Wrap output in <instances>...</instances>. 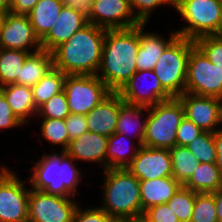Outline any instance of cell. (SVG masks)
I'll return each instance as SVG.
<instances>
[{
	"mask_svg": "<svg viewBox=\"0 0 222 222\" xmlns=\"http://www.w3.org/2000/svg\"><path fill=\"white\" fill-rule=\"evenodd\" d=\"M138 49L139 25L126 29H107L96 76L111 92H119L137 72Z\"/></svg>",
	"mask_w": 222,
	"mask_h": 222,
	"instance_id": "cell-1",
	"label": "cell"
},
{
	"mask_svg": "<svg viewBox=\"0 0 222 222\" xmlns=\"http://www.w3.org/2000/svg\"><path fill=\"white\" fill-rule=\"evenodd\" d=\"M107 29L88 23L53 51V67L66 75H96Z\"/></svg>",
	"mask_w": 222,
	"mask_h": 222,
	"instance_id": "cell-2",
	"label": "cell"
},
{
	"mask_svg": "<svg viewBox=\"0 0 222 222\" xmlns=\"http://www.w3.org/2000/svg\"><path fill=\"white\" fill-rule=\"evenodd\" d=\"M34 164L28 178L32 189L63 197L74 198L80 194L77 189L82 178L80 168L66 151L44 154Z\"/></svg>",
	"mask_w": 222,
	"mask_h": 222,
	"instance_id": "cell-3",
	"label": "cell"
},
{
	"mask_svg": "<svg viewBox=\"0 0 222 222\" xmlns=\"http://www.w3.org/2000/svg\"><path fill=\"white\" fill-rule=\"evenodd\" d=\"M103 174L100 208L114 218L141 219L140 181L127 168L105 169Z\"/></svg>",
	"mask_w": 222,
	"mask_h": 222,
	"instance_id": "cell-4",
	"label": "cell"
},
{
	"mask_svg": "<svg viewBox=\"0 0 222 222\" xmlns=\"http://www.w3.org/2000/svg\"><path fill=\"white\" fill-rule=\"evenodd\" d=\"M184 108L177 97L148 107L143 146L171 149L176 146V134Z\"/></svg>",
	"mask_w": 222,
	"mask_h": 222,
	"instance_id": "cell-5",
	"label": "cell"
},
{
	"mask_svg": "<svg viewBox=\"0 0 222 222\" xmlns=\"http://www.w3.org/2000/svg\"><path fill=\"white\" fill-rule=\"evenodd\" d=\"M173 7L186 24L175 30L179 37L195 41L202 36L219 35L222 10V3L219 0H176Z\"/></svg>",
	"mask_w": 222,
	"mask_h": 222,
	"instance_id": "cell-6",
	"label": "cell"
},
{
	"mask_svg": "<svg viewBox=\"0 0 222 222\" xmlns=\"http://www.w3.org/2000/svg\"><path fill=\"white\" fill-rule=\"evenodd\" d=\"M194 40L177 37L158 59L153 71L162 87L172 96L186 92V76L190 50Z\"/></svg>",
	"mask_w": 222,
	"mask_h": 222,
	"instance_id": "cell-7",
	"label": "cell"
},
{
	"mask_svg": "<svg viewBox=\"0 0 222 222\" xmlns=\"http://www.w3.org/2000/svg\"><path fill=\"white\" fill-rule=\"evenodd\" d=\"M64 91L71 114L86 115L111 91L96 75H66Z\"/></svg>",
	"mask_w": 222,
	"mask_h": 222,
	"instance_id": "cell-8",
	"label": "cell"
},
{
	"mask_svg": "<svg viewBox=\"0 0 222 222\" xmlns=\"http://www.w3.org/2000/svg\"><path fill=\"white\" fill-rule=\"evenodd\" d=\"M186 92L199 96L222 97V72L196 45L190 50L188 58Z\"/></svg>",
	"mask_w": 222,
	"mask_h": 222,
	"instance_id": "cell-9",
	"label": "cell"
},
{
	"mask_svg": "<svg viewBox=\"0 0 222 222\" xmlns=\"http://www.w3.org/2000/svg\"><path fill=\"white\" fill-rule=\"evenodd\" d=\"M25 186V181L9 167L0 172V222L28 221L30 188Z\"/></svg>",
	"mask_w": 222,
	"mask_h": 222,
	"instance_id": "cell-10",
	"label": "cell"
},
{
	"mask_svg": "<svg viewBox=\"0 0 222 222\" xmlns=\"http://www.w3.org/2000/svg\"><path fill=\"white\" fill-rule=\"evenodd\" d=\"M72 197L46 194L30 188L28 196V221L73 222L78 206Z\"/></svg>",
	"mask_w": 222,
	"mask_h": 222,
	"instance_id": "cell-11",
	"label": "cell"
},
{
	"mask_svg": "<svg viewBox=\"0 0 222 222\" xmlns=\"http://www.w3.org/2000/svg\"><path fill=\"white\" fill-rule=\"evenodd\" d=\"M0 48L30 53L42 49L41 41L35 34L28 15L10 12L4 14L0 24Z\"/></svg>",
	"mask_w": 222,
	"mask_h": 222,
	"instance_id": "cell-12",
	"label": "cell"
},
{
	"mask_svg": "<svg viewBox=\"0 0 222 222\" xmlns=\"http://www.w3.org/2000/svg\"><path fill=\"white\" fill-rule=\"evenodd\" d=\"M184 108V116L201 130L214 133L222 129L221 99L184 92L177 97ZM220 127V128H219Z\"/></svg>",
	"mask_w": 222,
	"mask_h": 222,
	"instance_id": "cell-13",
	"label": "cell"
},
{
	"mask_svg": "<svg viewBox=\"0 0 222 222\" xmlns=\"http://www.w3.org/2000/svg\"><path fill=\"white\" fill-rule=\"evenodd\" d=\"M88 23L105 29H126L141 24L128 0H92Z\"/></svg>",
	"mask_w": 222,
	"mask_h": 222,
	"instance_id": "cell-14",
	"label": "cell"
},
{
	"mask_svg": "<svg viewBox=\"0 0 222 222\" xmlns=\"http://www.w3.org/2000/svg\"><path fill=\"white\" fill-rule=\"evenodd\" d=\"M146 78H149L148 80L151 79V82L149 81V85L144 86L145 88H141V80L145 81L144 79ZM118 93L121 95L125 103L148 107L173 98L162 87L160 80L157 78L153 70L137 71Z\"/></svg>",
	"mask_w": 222,
	"mask_h": 222,
	"instance_id": "cell-15",
	"label": "cell"
},
{
	"mask_svg": "<svg viewBox=\"0 0 222 222\" xmlns=\"http://www.w3.org/2000/svg\"><path fill=\"white\" fill-rule=\"evenodd\" d=\"M139 181L172 176L169 149L141 146L137 156L126 167Z\"/></svg>",
	"mask_w": 222,
	"mask_h": 222,
	"instance_id": "cell-16",
	"label": "cell"
},
{
	"mask_svg": "<svg viewBox=\"0 0 222 222\" xmlns=\"http://www.w3.org/2000/svg\"><path fill=\"white\" fill-rule=\"evenodd\" d=\"M124 103L118 92H111L85 115L88 131L106 137L114 134L116 132L119 110Z\"/></svg>",
	"mask_w": 222,
	"mask_h": 222,
	"instance_id": "cell-17",
	"label": "cell"
},
{
	"mask_svg": "<svg viewBox=\"0 0 222 222\" xmlns=\"http://www.w3.org/2000/svg\"><path fill=\"white\" fill-rule=\"evenodd\" d=\"M87 24L86 16L70 7L63 6L53 27L41 40L42 49L52 52Z\"/></svg>",
	"mask_w": 222,
	"mask_h": 222,
	"instance_id": "cell-18",
	"label": "cell"
},
{
	"mask_svg": "<svg viewBox=\"0 0 222 222\" xmlns=\"http://www.w3.org/2000/svg\"><path fill=\"white\" fill-rule=\"evenodd\" d=\"M107 143L108 137L86 131L70 141L66 152L75 161L99 164L105 170Z\"/></svg>",
	"mask_w": 222,
	"mask_h": 222,
	"instance_id": "cell-19",
	"label": "cell"
},
{
	"mask_svg": "<svg viewBox=\"0 0 222 222\" xmlns=\"http://www.w3.org/2000/svg\"><path fill=\"white\" fill-rule=\"evenodd\" d=\"M147 24H139V49L136 58L137 71L153 70L164 50L178 37L174 30L166 40L160 34L144 32Z\"/></svg>",
	"mask_w": 222,
	"mask_h": 222,
	"instance_id": "cell-20",
	"label": "cell"
},
{
	"mask_svg": "<svg viewBox=\"0 0 222 222\" xmlns=\"http://www.w3.org/2000/svg\"><path fill=\"white\" fill-rule=\"evenodd\" d=\"M180 186L172 176L140 181L142 211L167 203Z\"/></svg>",
	"mask_w": 222,
	"mask_h": 222,
	"instance_id": "cell-21",
	"label": "cell"
},
{
	"mask_svg": "<svg viewBox=\"0 0 222 222\" xmlns=\"http://www.w3.org/2000/svg\"><path fill=\"white\" fill-rule=\"evenodd\" d=\"M0 91L10 105L15 117L24 125L29 123L31 117H36L38 109L33 100L31 87L15 83L1 86Z\"/></svg>",
	"mask_w": 222,
	"mask_h": 222,
	"instance_id": "cell-22",
	"label": "cell"
},
{
	"mask_svg": "<svg viewBox=\"0 0 222 222\" xmlns=\"http://www.w3.org/2000/svg\"><path fill=\"white\" fill-rule=\"evenodd\" d=\"M144 112H147V117ZM142 118L145 119L142 120ZM147 118L148 106L124 103L119 110L116 133H121L126 137H129L131 133L133 136L136 134L137 143L143 146Z\"/></svg>",
	"mask_w": 222,
	"mask_h": 222,
	"instance_id": "cell-23",
	"label": "cell"
},
{
	"mask_svg": "<svg viewBox=\"0 0 222 222\" xmlns=\"http://www.w3.org/2000/svg\"><path fill=\"white\" fill-rule=\"evenodd\" d=\"M131 138L132 137L126 138L123 134L116 132L108 137L106 169L126 168L137 156L138 150L142 145L136 142L132 144V146L131 144L128 145L129 142H132Z\"/></svg>",
	"mask_w": 222,
	"mask_h": 222,
	"instance_id": "cell-24",
	"label": "cell"
},
{
	"mask_svg": "<svg viewBox=\"0 0 222 222\" xmlns=\"http://www.w3.org/2000/svg\"><path fill=\"white\" fill-rule=\"evenodd\" d=\"M53 68V54L50 51L40 49L30 53L18 76V84L33 87L40 79Z\"/></svg>",
	"mask_w": 222,
	"mask_h": 222,
	"instance_id": "cell-25",
	"label": "cell"
},
{
	"mask_svg": "<svg viewBox=\"0 0 222 222\" xmlns=\"http://www.w3.org/2000/svg\"><path fill=\"white\" fill-rule=\"evenodd\" d=\"M62 7L61 0H39L28 14L34 32L40 41L53 27Z\"/></svg>",
	"mask_w": 222,
	"mask_h": 222,
	"instance_id": "cell-26",
	"label": "cell"
},
{
	"mask_svg": "<svg viewBox=\"0 0 222 222\" xmlns=\"http://www.w3.org/2000/svg\"><path fill=\"white\" fill-rule=\"evenodd\" d=\"M183 186L196 193H213L222 186V176L215 163H199Z\"/></svg>",
	"mask_w": 222,
	"mask_h": 222,
	"instance_id": "cell-27",
	"label": "cell"
},
{
	"mask_svg": "<svg viewBox=\"0 0 222 222\" xmlns=\"http://www.w3.org/2000/svg\"><path fill=\"white\" fill-rule=\"evenodd\" d=\"M30 52L0 48V87L18 84V76Z\"/></svg>",
	"mask_w": 222,
	"mask_h": 222,
	"instance_id": "cell-28",
	"label": "cell"
},
{
	"mask_svg": "<svg viewBox=\"0 0 222 222\" xmlns=\"http://www.w3.org/2000/svg\"><path fill=\"white\" fill-rule=\"evenodd\" d=\"M65 77V73L53 67L35 86L31 87L37 109L55 94L64 90Z\"/></svg>",
	"mask_w": 222,
	"mask_h": 222,
	"instance_id": "cell-29",
	"label": "cell"
},
{
	"mask_svg": "<svg viewBox=\"0 0 222 222\" xmlns=\"http://www.w3.org/2000/svg\"><path fill=\"white\" fill-rule=\"evenodd\" d=\"M172 160V177L184 185L200 163L187 146H174L169 149Z\"/></svg>",
	"mask_w": 222,
	"mask_h": 222,
	"instance_id": "cell-30",
	"label": "cell"
},
{
	"mask_svg": "<svg viewBox=\"0 0 222 222\" xmlns=\"http://www.w3.org/2000/svg\"><path fill=\"white\" fill-rule=\"evenodd\" d=\"M196 192L181 185L167 202L180 222H191Z\"/></svg>",
	"mask_w": 222,
	"mask_h": 222,
	"instance_id": "cell-31",
	"label": "cell"
},
{
	"mask_svg": "<svg viewBox=\"0 0 222 222\" xmlns=\"http://www.w3.org/2000/svg\"><path fill=\"white\" fill-rule=\"evenodd\" d=\"M40 131L42 138H45L50 144L60 145L61 151H66L70 138L65 126L64 119H42Z\"/></svg>",
	"mask_w": 222,
	"mask_h": 222,
	"instance_id": "cell-32",
	"label": "cell"
},
{
	"mask_svg": "<svg viewBox=\"0 0 222 222\" xmlns=\"http://www.w3.org/2000/svg\"><path fill=\"white\" fill-rule=\"evenodd\" d=\"M191 222H218L213 193H196Z\"/></svg>",
	"mask_w": 222,
	"mask_h": 222,
	"instance_id": "cell-33",
	"label": "cell"
},
{
	"mask_svg": "<svg viewBox=\"0 0 222 222\" xmlns=\"http://www.w3.org/2000/svg\"><path fill=\"white\" fill-rule=\"evenodd\" d=\"M187 147L200 163H215L216 150L213 133L203 131Z\"/></svg>",
	"mask_w": 222,
	"mask_h": 222,
	"instance_id": "cell-34",
	"label": "cell"
},
{
	"mask_svg": "<svg viewBox=\"0 0 222 222\" xmlns=\"http://www.w3.org/2000/svg\"><path fill=\"white\" fill-rule=\"evenodd\" d=\"M66 93L55 94L38 108L37 117L42 119H66L70 115Z\"/></svg>",
	"mask_w": 222,
	"mask_h": 222,
	"instance_id": "cell-35",
	"label": "cell"
},
{
	"mask_svg": "<svg viewBox=\"0 0 222 222\" xmlns=\"http://www.w3.org/2000/svg\"><path fill=\"white\" fill-rule=\"evenodd\" d=\"M194 42L209 61L222 72V36L206 35L199 37Z\"/></svg>",
	"mask_w": 222,
	"mask_h": 222,
	"instance_id": "cell-36",
	"label": "cell"
},
{
	"mask_svg": "<svg viewBox=\"0 0 222 222\" xmlns=\"http://www.w3.org/2000/svg\"><path fill=\"white\" fill-rule=\"evenodd\" d=\"M136 19L141 24H148L152 11L162 5L173 6L171 0H128Z\"/></svg>",
	"mask_w": 222,
	"mask_h": 222,
	"instance_id": "cell-37",
	"label": "cell"
},
{
	"mask_svg": "<svg viewBox=\"0 0 222 222\" xmlns=\"http://www.w3.org/2000/svg\"><path fill=\"white\" fill-rule=\"evenodd\" d=\"M141 219L144 222H180L167 203L146 209Z\"/></svg>",
	"mask_w": 222,
	"mask_h": 222,
	"instance_id": "cell-38",
	"label": "cell"
},
{
	"mask_svg": "<svg viewBox=\"0 0 222 222\" xmlns=\"http://www.w3.org/2000/svg\"><path fill=\"white\" fill-rule=\"evenodd\" d=\"M114 217L108 215L99 206L90 207L83 210L79 205L77 206L73 222H111Z\"/></svg>",
	"mask_w": 222,
	"mask_h": 222,
	"instance_id": "cell-39",
	"label": "cell"
},
{
	"mask_svg": "<svg viewBox=\"0 0 222 222\" xmlns=\"http://www.w3.org/2000/svg\"><path fill=\"white\" fill-rule=\"evenodd\" d=\"M203 132L198 126L192 121L187 119L185 116L181 120L180 125L177 129L176 134V145L187 146L192 140Z\"/></svg>",
	"mask_w": 222,
	"mask_h": 222,
	"instance_id": "cell-40",
	"label": "cell"
},
{
	"mask_svg": "<svg viewBox=\"0 0 222 222\" xmlns=\"http://www.w3.org/2000/svg\"><path fill=\"white\" fill-rule=\"evenodd\" d=\"M22 126H24V124L15 117L10 105L0 91V130Z\"/></svg>",
	"mask_w": 222,
	"mask_h": 222,
	"instance_id": "cell-41",
	"label": "cell"
},
{
	"mask_svg": "<svg viewBox=\"0 0 222 222\" xmlns=\"http://www.w3.org/2000/svg\"><path fill=\"white\" fill-rule=\"evenodd\" d=\"M65 126L68 131L70 141L80 137L84 132L88 131L85 115L70 114L65 119Z\"/></svg>",
	"mask_w": 222,
	"mask_h": 222,
	"instance_id": "cell-42",
	"label": "cell"
},
{
	"mask_svg": "<svg viewBox=\"0 0 222 222\" xmlns=\"http://www.w3.org/2000/svg\"><path fill=\"white\" fill-rule=\"evenodd\" d=\"M39 0H10V13L28 15Z\"/></svg>",
	"mask_w": 222,
	"mask_h": 222,
	"instance_id": "cell-43",
	"label": "cell"
},
{
	"mask_svg": "<svg viewBox=\"0 0 222 222\" xmlns=\"http://www.w3.org/2000/svg\"><path fill=\"white\" fill-rule=\"evenodd\" d=\"M91 1L92 0H61L63 6L70 7L75 11L82 13L87 18L91 11Z\"/></svg>",
	"mask_w": 222,
	"mask_h": 222,
	"instance_id": "cell-44",
	"label": "cell"
},
{
	"mask_svg": "<svg viewBox=\"0 0 222 222\" xmlns=\"http://www.w3.org/2000/svg\"><path fill=\"white\" fill-rule=\"evenodd\" d=\"M213 141H214L215 150H216L215 165L219 169L220 174L222 176V129L215 131L213 133Z\"/></svg>",
	"mask_w": 222,
	"mask_h": 222,
	"instance_id": "cell-45",
	"label": "cell"
},
{
	"mask_svg": "<svg viewBox=\"0 0 222 222\" xmlns=\"http://www.w3.org/2000/svg\"><path fill=\"white\" fill-rule=\"evenodd\" d=\"M215 203H216V213L218 217V222H222V186L213 192Z\"/></svg>",
	"mask_w": 222,
	"mask_h": 222,
	"instance_id": "cell-46",
	"label": "cell"
},
{
	"mask_svg": "<svg viewBox=\"0 0 222 222\" xmlns=\"http://www.w3.org/2000/svg\"><path fill=\"white\" fill-rule=\"evenodd\" d=\"M10 10V0H0V12L3 14L8 13Z\"/></svg>",
	"mask_w": 222,
	"mask_h": 222,
	"instance_id": "cell-47",
	"label": "cell"
},
{
	"mask_svg": "<svg viewBox=\"0 0 222 222\" xmlns=\"http://www.w3.org/2000/svg\"><path fill=\"white\" fill-rule=\"evenodd\" d=\"M136 220L127 218H114L111 222H135Z\"/></svg>",
	"mask_w": 222,
	"mask_h": 222,
	"instance_id": "cell-48",
	"label": "cell"
},
{
	"mask_svg": "<svg viewBox=\"0 0 222 222\" xmlns=\"http://www.w3.org/2000/svg\"><path fill=\"white\" fill-rule=\"evenodd\" d=\"M219 36H222V10H221L220 20H219Z\"/></svg>",
	"mask_w": 222,
	"mask_h": 222,
	"instance_id": "cell-49",
	"label": "cell"
},
{
	"mask_svg": "<svg viewBox=\"0 0 222 222\" xmlns=\"http://www.w3.org/2000/svg\"><path fill=\"white\" fill-rule=\"evenodd\" d=\"M3 16H4V14L0 12V24L2 22Z\"/></svg>",
	"mask_w": 222,
	"mask_h": 222,
	"instance_id": "cell-50",
	"label": "cell"
},
{
	"mask_svg": "<svg viewBox=\"0 0 222 222\" xmlns=\"http://www.w3.org/2000/svg\"><path fill=\"white\" fill-rule=\"evenodd\" d=\"M0 166H1L0 167V172H1L6 166H4L3 164L2 165L0 164Z\"/></svg>",
	"mask_w": 222,
	"mask_h": 222,
	"instance_id": "cell-51",
	"label": "cell"
},
{
	"mask_svg": "<svg viewBox=\"0 0 222 222\" xmlns=\"http://www.w3.org/2000/svg\"><path fill=\"white\" fill-rule=\"evenodd\" d=\"M135 222H144L142 219L136 220Z\"/></svg>",
	"mask_w": 222,
	"mask_h": 222,
	"instance_id": "cell-52",
	"label": "cell"
}]
</instances>
